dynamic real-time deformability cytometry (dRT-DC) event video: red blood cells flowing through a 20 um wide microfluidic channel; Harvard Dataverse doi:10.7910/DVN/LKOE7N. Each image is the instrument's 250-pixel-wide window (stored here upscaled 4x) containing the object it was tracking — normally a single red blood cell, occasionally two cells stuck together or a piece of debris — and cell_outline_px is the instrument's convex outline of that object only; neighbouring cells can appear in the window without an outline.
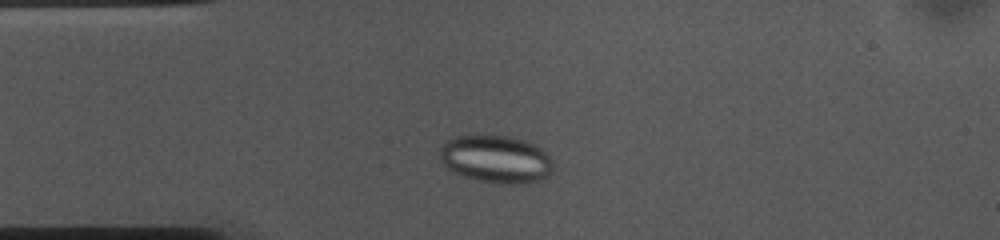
{"species": "common noctule bat (a hibernating species)", "species_latin": "Nyctalus noctula", "temperature_condition": "cold", "stored_images_in_passage": 40, "camera_frame_rate_fps": 3000, "um_per_image_px": 0.085, "animal": {"sex": "female", "body_mass_g": 10.0, "forearm_length_mm": 53.1}, "frame": {"image": 1, "passage_image": 7, "time_ms": 2.0, "image_size_px": [1000, 240], "cell_outline_px": [[552, 172], [548, 176], [540, 180], [528, 184], [500, 184], [480, 180], [464, 176], [448, 168], [440, 160], [440, 148], [444, 140], [452, 136], [508, 136], [524, 140], [536, 144], [552, 160]], "centroid_in_image_um": [42.16, 13.53], "position_along_channel_um": 42.8, "area_um2": 31.56}}
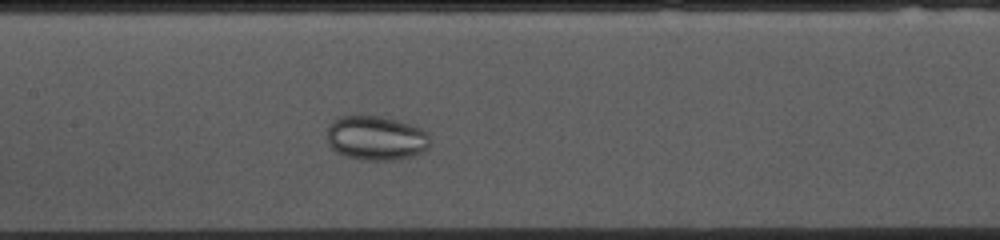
{"frame": {"image": 2, "passage_image": 19, "time_ms": 6.0, "image_size_px": [1000, 240], "cell_outline_px": [[428, 148], [424, 152], [392, 160], [360, 160], [344, 156], [336, 152], [328, 144], [328, 128], [332, 120], [340, 116], [380, 116], [416, 124], [424, 128], [428, 132]], "centroid_in_image_um": [31.97, 11.72], "position_along_channel_um": 175.4, "area_um2": 26.93}}
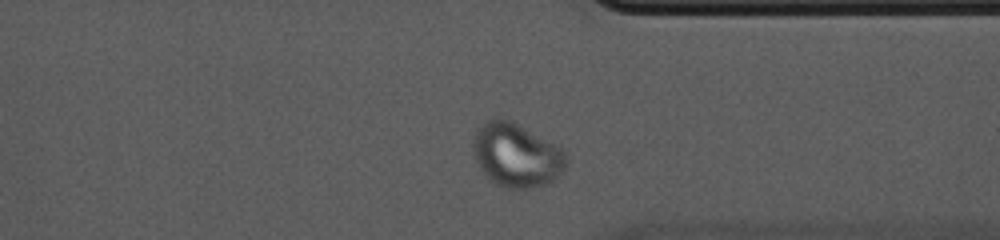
{"frame": {"image": 3, "passage_image": 35, "time_ms": 11.333, "image_size_px": [1000, 240], "cell_outline_px": [[564, 168], [552, 180], [544, 184], [532, 188], [508, 188], [496, 184], [480, 168], [472, 152], [472, 144], [476, 128], [480, 124], [496, 116], [508, 120], [516, 124], [560, 148], [564, 152]], "centroid_in_image_um": [43.8, 13.17], "position_along_channel_um": 367.6, "area_um2": 33.76}}